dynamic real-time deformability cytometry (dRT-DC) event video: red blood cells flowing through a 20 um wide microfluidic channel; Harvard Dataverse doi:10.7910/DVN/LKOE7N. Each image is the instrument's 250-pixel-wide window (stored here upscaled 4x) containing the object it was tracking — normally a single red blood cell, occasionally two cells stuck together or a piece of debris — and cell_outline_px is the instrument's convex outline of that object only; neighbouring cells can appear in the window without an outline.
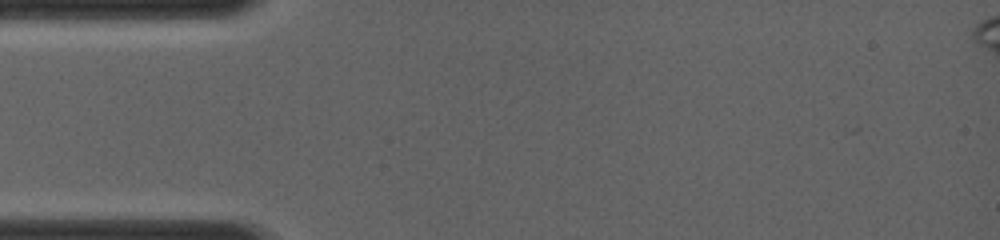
{"species": "common noctule bat (a hibernating species)", "species_latin": "Nyctalus noctula", "temperature_condition": "room temperature", "stored_images_in_passage": 1, "camera_frame_rate_fps": 4000, "um_per_image_px": 0.085, "animal": {"sex": "female", "body_mass_g": 19.0, "forearm_length_mm": 56.7}, "frame": {"image": 1, "passage_image": 1, "time_ms": 0.0, "image_size_px": [1000, 240], "cell_outline_px": [[904, 136], [876, 180], [848, 180], [820, 152], [812, 136], [816, 124], [884, 124], [900, 132]], "centroid_in_image_um": [72.88, 12.57], "position_along_channel_um": 12.1, "area_um2": 26.93}}